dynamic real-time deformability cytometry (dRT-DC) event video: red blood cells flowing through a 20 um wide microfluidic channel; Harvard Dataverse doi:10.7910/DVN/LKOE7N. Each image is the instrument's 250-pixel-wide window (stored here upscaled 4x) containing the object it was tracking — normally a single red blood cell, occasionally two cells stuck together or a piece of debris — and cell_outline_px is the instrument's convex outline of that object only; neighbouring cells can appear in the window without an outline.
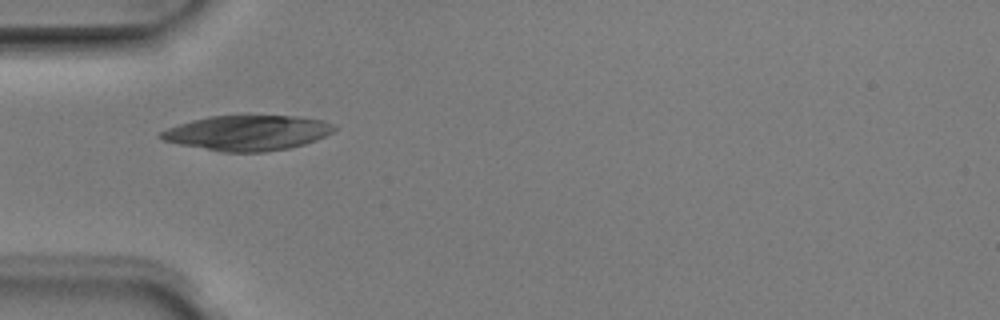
{"species": "Egyptian fruit bat (a non-hibernating species)", "species_latin": "Rousettus aegyptiacus", "temperature_condition": "room temperature", "stored_images_in_passage": 5, "camera_frame_rate_fps": 3000, "um_per_image_px": 0.085, "animal": {"sex": "male"}, "frame": {"image": 1, "passage_image": 2, "time_ms": 0.333, "image_size_px": [1000, 320], "cell_outline_px": [[340, 128], [316, 140], [304, 144], [288, 148], [264, 152], [224, 152], [180, 144], [164, 140], [156, 136], [160, 132], [168, 128], [192, 120], [208, 116], [296, 116], [324, 120], [336, 124]], "centroid_in_image_um": [21.09, 11.29], "position_along_channel_um": 63.9, "area_um2": 35.43}}